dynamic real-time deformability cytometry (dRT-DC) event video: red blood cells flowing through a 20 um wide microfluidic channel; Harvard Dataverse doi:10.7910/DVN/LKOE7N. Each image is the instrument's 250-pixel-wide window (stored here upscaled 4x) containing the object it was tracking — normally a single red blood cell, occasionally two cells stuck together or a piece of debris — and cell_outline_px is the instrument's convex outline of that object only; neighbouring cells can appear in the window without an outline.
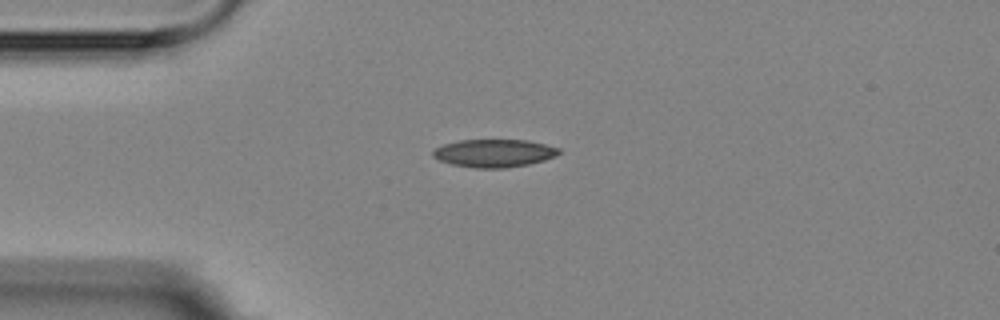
{"species": "Egyptian fruit bat (a non-hibernating species)", "species_latin": "Rousettus aegyptiacus", "temperature_condition": "room temperature", "stored_images_in_passage": 1, "camera_frame_rate_fps": 3000, "um_per_image_px": 0.085, "animal": {"sex": "female"}, "frame": {"image": 1, "passage_image": 1, "time_ms": 0.0, "image_size_px": [1000, 320], "cell_outline_px": [[560, 152], [556, 156], [544, 160], [528, 164], [504, 168], [476, 168], [452, 164], [440, 160], [432, 156], [432, 152], [436, 148], [444, 144], [460, 140], [528, 140], [560, 148]], "centroid_in_image_um": [42.01, 13.01], "position_along_channel_um": 43.0, "area_um2": 20.35}}